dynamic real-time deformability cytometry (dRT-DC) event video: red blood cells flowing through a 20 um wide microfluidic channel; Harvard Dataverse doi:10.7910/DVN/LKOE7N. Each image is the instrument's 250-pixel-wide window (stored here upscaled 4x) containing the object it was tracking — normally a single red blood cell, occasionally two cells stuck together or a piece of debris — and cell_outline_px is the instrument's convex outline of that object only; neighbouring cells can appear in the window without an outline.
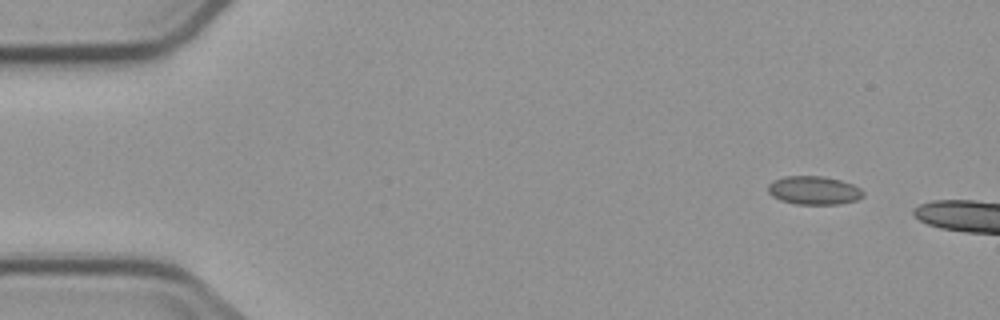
{"species": "common noctule bat (a hibernating species)", "species_latin": "Nyctalus noctula", "temperature_condition": "cold", "stored_images_in_passage": 3, "camera_frame_rate_fps": 3000, "um_per_image_px": 0.085, "animal": {"sex": "male", "body_mass_g": 23.1, "forearm_length_mm": 52.7}, "frame": {"image": 1, "passage_image": 1, "time_ms": 0.0, "image_size_px": [1000, 320], "cell_outline_px": [[864, 196], [856, 200], [840, 204], [796, 204], [780, 200], [772, 196], [768, 192], [768, 184], [772, 180], [784, 176], [824, 176], [840, 180], [852, 184], [860, 188], [864, 192]], "centroid_in_image_um": [69.17, 16.17], "position_along_channel_um": 15.8, "area_um2": 15.9}}